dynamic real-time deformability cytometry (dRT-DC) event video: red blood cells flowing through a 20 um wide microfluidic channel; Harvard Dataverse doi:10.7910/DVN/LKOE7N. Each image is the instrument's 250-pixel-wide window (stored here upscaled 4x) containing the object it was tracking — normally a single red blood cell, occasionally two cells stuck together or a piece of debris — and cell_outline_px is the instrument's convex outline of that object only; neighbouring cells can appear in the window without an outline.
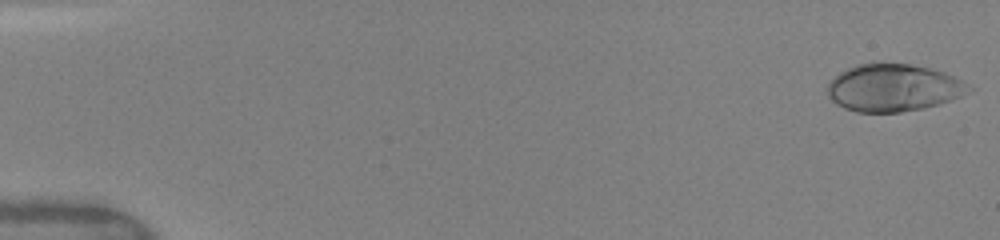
{"species": "human", "species_latin": "Homo sapiens", "temperature_condition": "warm", "stored_images_in_passage": 33, "camera_frame_rate_fps": 3000, "um_per_image_px": 0.085, "donor": {"sex": "female"}, "frame": {"image": 1, "passage_image": 1, "time_ms": 0.0, "image_size_px": [1000, 240], "cell_outline_px": [[976, 88], [952, 100], [940, 104], [924, 108], [900, 112], [856, 112], [844, 108], [836, 104], [828, 96], [828, 84], [840, 72], [856, 64], [872, 60], [880, 60], [908, 64], [928, 68], [944, 72], [956, 76]], "centroid_in_image_um": [75.96, 7.43], "position_along_channel_um": 9.0, "area_um2": 39.82}}
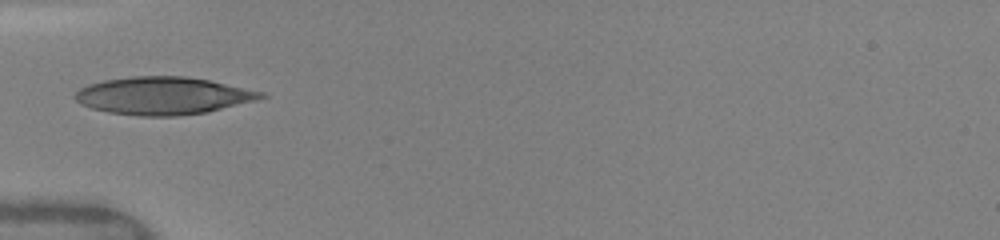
{"frame": {"image": 2, "passage_image": 10, "time_ms": 5.333, "image_size_px": [1000, 240], "cell_outline_px": [[268, 96], [256, 100], [208, 112], [176, 116], [140, 116], [108, 112], [92, 108], [80, 104], [72, 96], [80, 88], [88, 84], [104, 80], [132, 76], [184, 76], [208, 80], [264, 92]], "centroid_in_image_um": [13.84, 8.14], "position_along_channel_um": 71.2, "area_um2": 40.69}}
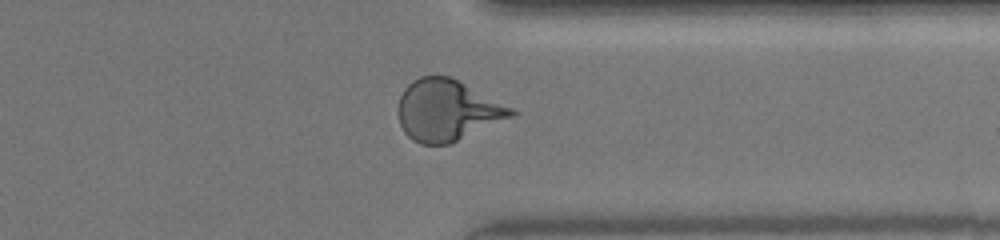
{"frame": {"image": 3, "passage_image": 25, "time_ms": 12.667, "image_size_px": [1000, 240], "cell_outline_px": [[520, 112], [516, 116], [448, 144], [420, 144], [412, 140], [404, 132], [400, 124], [396, 108], [400, 96], [404, 88], [412, 80], [420, 76], [452, 76], [460, 80]], "centroid_in_image_um": [38.01, 9.36], "position_along_channel_um": 373.4, "area_um2": 40.75}, "authors_computed_cell_mechanics": {"area_um2": 38.726, "velocity_mm_per_s": 4.1237, "shape_relaxation_time_tau1_ms": 5.2319, "shape_relaxation_time_tau2_ms": null, "deformation_change_tau1": 0.2147, "deformation_change_tau2": null}}